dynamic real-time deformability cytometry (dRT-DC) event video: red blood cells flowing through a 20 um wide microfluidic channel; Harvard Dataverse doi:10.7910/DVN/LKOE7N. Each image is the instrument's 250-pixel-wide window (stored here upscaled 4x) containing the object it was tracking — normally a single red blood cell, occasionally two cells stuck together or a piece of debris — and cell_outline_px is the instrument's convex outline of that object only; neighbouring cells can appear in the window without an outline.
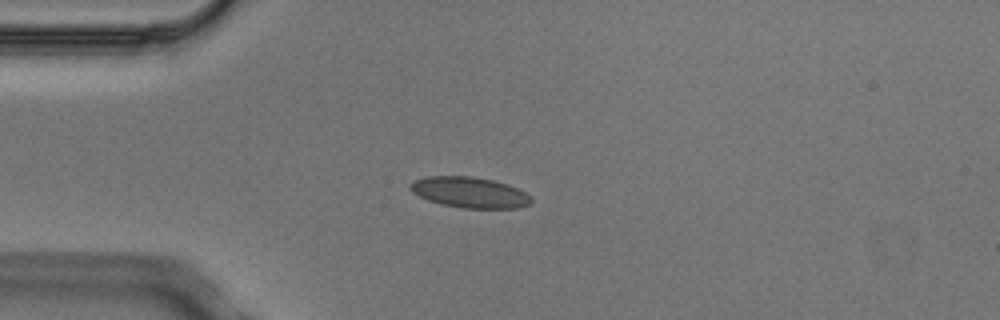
{"species": "Egyptian fruit bat (a non-hibernating species)", "species_latin": "Rousettus aegyptiacus", "temperature_condition": "cold", "stored_images_in_passage": 2, "camera_frame_rate_fps": 3000, "um_per_image_px": 0.085, "animal": {"sex": "male"}, "frame": {"image": 1, "passage_image": 1, "time_ms": 0.0, "image_size_px": [1000, 320], "cell_outline_px": [[532, 200], [528, 204], [516, 208], [464, 208], [440, 204], [428, 200], [412, 192], [408, 188], [408, 184], [412, 180], [428, 176], [472, 176], [492, 180], [508, 184], [532, 196]], "centroid_in_image_um": [39.87, 16.34], "position_along_channel_um": 45.1, "area_um2": 21.73}}
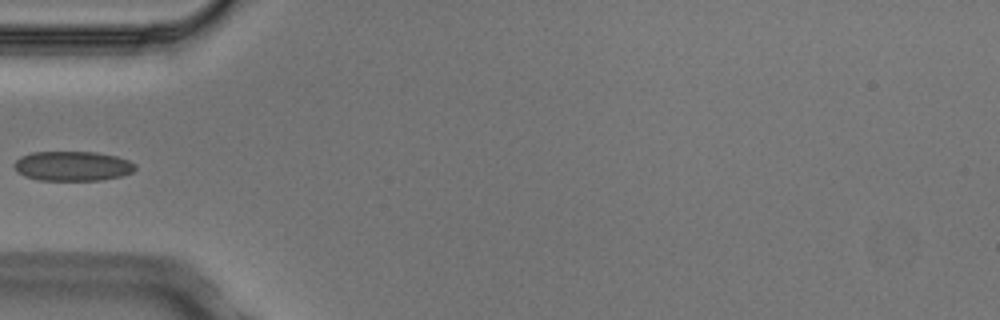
{"frame": {"image": 2, "passage_image": 2, "time_ms": 0.333, "image_size_px": [1000, 320], "cell_outline_px": [[136, 168], [132, 172], [120, 176], [100, 180], [40, 180], [24, 176], [16, 172], [12, 164], [20, 156], [32, 152], [96, 152], [116, 156], [128, 160], [136, 164]], "centroid_in_image_um": [6.13, 14.11], "position_along_channel_um": 78.9, "area_um2": 21.04}}